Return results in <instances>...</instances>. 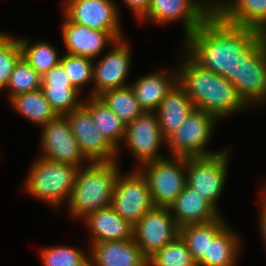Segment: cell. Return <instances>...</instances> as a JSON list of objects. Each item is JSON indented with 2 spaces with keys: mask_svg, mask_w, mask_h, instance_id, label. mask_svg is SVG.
I'll list each match as a JSON object with an SVG mask.
<instances>
[{
  "mask_svg": "<svg viewBox=\"0 0 266 266\" xmlns=\"http://www.w3.org/2000/svg\"><path fill=\"white\" fill-rule=\"evenodd\" d=\"M128 5L136 16L141 19L147 12L151 0H123Z\"/></svg>",
  "mask_w": 266,
  "mask_h": 266,
  "instance_id": "cell-37",
  "label": "cell"
},
{
  "mask_svg": "<svg viewBox=\"0 0 266 266\" xmlns=\"http://www.w3.org/2000/svg\"><path fill=\"white\" fill-rule=\"evenodd\" d=\"M45 266H89V257L77 248L55 246L41 251Z\"/></svg>",
  "mask_w": 266,
  "mask_h": 266,
  "instance_id": "cell-34",
  "label": "cell"
},
{
  "mask_svg": "<svg viewBox=\"0 0 266 266\" xmlns=\"http://www.w3.org/2000/svg\"><path fill=\"white\" fill-rule=\"evenodd\" d=\"M42 128L41 148L44 155L41 158L81 168V163L87 159L81 153L66 117L57 116Z\"/></svg>",
  "mask_w": 266,
  "mask_h": 266,
  "instance_id": "cell-14",
  "label": "cell"
},
{
  "mask_svg": "<svg viewBox=\"0 0 266 266\" xmlns=\"http://www.w3.org/2000/svg\"><path fill=\"white\" fill-rule=\"evenodd\" d=\"M261 218H260V229L263 235L264 241L266 243V211H261Z\"/></svg>",
  "mask_w": 266,
  "mask_h": 266,
  "instance_id": "cell-38",
  "label": "cell"
},
{
  "mask_svg": "<svg viewBox=\"0 0 266 266\" xmlns=\"http://www.w3.org/2000/svg\"><path fill=\"white\" fill-rule=\"evenodd\" d=\"M124 140L140 165L164 158L158 154V149L167 139L163 136L156 112H143L126 125Z\"/></svg>",
  "mask_w": 266,
  "mask_h": 266,
  "instance_id": "cell-15",
  "label": "cell"
},
{
  "mask_svg": "<svg viewBox=\"0 0 266 266\" xmlns=\"http://www.w3.org/2000/svg\"><path fill=\"white\" fill-rule=\"evenodd\" d=\"M64 17L61 32L67 54L95 59L108 43L113 45L117 41L110 32L91 29Z\"/></svg>",
  "mask_w": 266,
  "mask_h": 266,
  "instance_id": "cell-17",
  "label": "cell"
},
{
  "mask_svg": "<svg viewBox=\"0 0 266 266\" xmlns=\"http://www.w3.org/2000/svg\"><path fill=\"white\" fill-rule=\"evenodd\" d=\"M261 35L264 39V42L266 43V28L261 32Z\"/></svg>",
  "mask_w": 266,
  "mask_h": 266,
  "instance_id": "cell-41",
  "label": "cell"
},
{
  "mask_svg": "<svg viewBox=\"0 0 266 266\" xmlns=\"http://www.w3.org/2000/svg\"><path fill=\"white\" fill-rule=\"evenodd\" d=\"M116 162H91L87 168H79L68 201L72 216L83 219L89 213L111 205L120 173Z\"/></svg>",
  "mask_w": 266,
  "mask_h": 266,
  "instance_id": "cell-3",
  "label": "cell"
},
{
  "mask_svg": "<svg viewBox=\"0 0 266 266\" xmlns=\"http://www.w3.org/2000/svg\"><path fill=\"white\" fill-rule=\"evenodd\" d=\"M36 160L25 181L26 191L57 207L64 199L69 201L79 168L41 157Z\"/></svg>",
  "mask_w": 266,
  "mask_h": 266,
  "instance_id": "cell-4",
  "label": "cell"
},
{
  "mask_svg": "<svg viewBox=\"0 0 266 266\" xmlns=\"http://www.w3.org/2000/svg\"><path fill=\"white\" fill-rule=\"evenodd\" d=\"M110 206L133 226L154 207L147 181L137 169L125 177L119 173Z\"/></svg>",
  "mask_w": 266,
  "mask_h": 266,
  "instance_id": "cell-8",
  "label": "cell"
},
{
  "mask_svg": "<svg viewBox=\"0 0 266 266\" xmlns=\"http://www.w3.org/2000/svg\"><path fill=\"white\" fill-rule=\"evenodd\" d=\"M115 46V47H114ZM113 50L93 65L94 90L91 97H98L104 91L126 87L125 78L130 68V50L124 40L113 44Z\"/></svg>",
  "mask_w": 266,
  "mask_h": 266,
  "instance_id": "cell-16",
  "label": "cell"
},
{
  "mask_svg": "<svg viewBox=\"0 0 266 266\" xmlns=\"http://www.w3.org/2000/svg\"><path fill=\"white\" fill-rule=\"evenodd\" d=\"M179 236V227L169 208L153 207L135 225L133 239L149 259Z\"/></svg>",
  "mask_w": 266,
  "mask_h": 266,
  "instance_id": "cell-10",
  "label": "cell"
},
{
  "mask_svg": "<svg viewBox=\"0 0 266 266\" xmlns=\"http://www.w3.org/2000/svg\"><path fill=\"white\" fill-rule=\"evenodd\" d=\"M194 109L190 97L177 82L156 110L163 136L167 139L173 132L178 130Z\"/></svg>",
  "mask_w": 266,
  "mask_h": 266,
  "instance_id": "cell-22",
  "label": "cell"
},
{
  "mask_svg": "<svg viewBox=\"0 0 266 266\" xmlns=\"http://www.w3.org/2000/svg\"><path fill=\"white\" fill-rule=\"evenodd\" d=\"M10 36L6 33L0 32V45L3 44Z\"/></svg>",
  "mask_w": 266,
  "mask_h": 266,
  "instance_id": "cell-40",
  "label": "cell"
},
{
  "mask_svg": "<svg viewBox=\"0 0 266 266\" xmlns=\"http://www.w3.org/2000/svg\"><path fill=\"white\" fill-rule=\"evenodd\" d=\"M226 227L219 216L209 222L182 226L179 235L197 263L202 257H208L209 238H216Z\"/></svg>",
  "mask_w": 266,
  "mask_h": 266,
  "instance_id": "cell-24",
  "label": "cell"
},
{
  "mask_svg": "<svg viewBox=\"0 0 266 266\" xmlns=\"http://www.w3.org/2000/svg\"><path fill=\"white\" fill-rule=\"evenodd\" d=\"M42 78L21 56L16 62L6 88L10 89V100L20 94L41 88Z\"/></svg>",
  "mask_w": 266,
  "mask_h": 266,
  "instance_id": "cell-31",
  "label": "cell"
},
{
  "mask_svg": "<svg viewBox=\"0 0 266 266\" xmlns=\"http://www.w3.org/2000/svg\"><path fill=\"white\" fill-rule=\"evenodd\" d=\"M228 152L186 158V185L199 193L215 209L224 187L228 168Z\"/></svg>",
  "mask_w": 266,
  "mask_h": 266,
  "instance_id": "cell-7",
  "label": "cell"
},
{
  "mask_svg": "<svg viewBox=\"0 0 266 266\" xmlns=\"http://www.w3.org/2000/svg\"><path fill=\"white\" fill-rule=\"evenodd\" d=\"M202 0H151L146 14L141 18L165 24L184 19L186 36L193 33L213 12L214 4ZM209 2V3H208Z\"/></svg>",
  "mask_w": 266,
  "mask_h": 266,
  "instance_id": "cell-12",
  "label": "cell"
},
{
  "mask_svg": "<svg viewBox=\"0 0 266 266\" xmlns=\"http://www.w3.org/2000/svg\"><path fill=\"white\" fill-rule=\"evenodd\" d=\"M41 89L57 116H65L83 103L72 84H42Z\"/></svg>",
  "mask_w": 266,
  "mask_h": 266,
  "instance_id": "cell-30",
  "label": "cell"
},
{
  "mask_svg": "<svg viewBox=\"0 0 266 266\" xmlns=\"http://www.w3.org/2000/svg\"><path fill=\"white\" fill-rule=\"evenodd\" d=\"M125 124L132 123L143 110L139 106L131 86L110 89L98 96Z\"/></svg>",
  "mask_w": 266,
  "mask_h": 266,
  "instance_id": "cell-28",
  "label": "cell"
},
{
  "mask_svg": "<svg viewBox=\"0 0 266 266\" xmlns=\"http://www.w3.org/2000/svg\"><path fill=\"white\" fill-rule=\"evenodd\" d=\"M177 82V70H174L173 74L161 71L139 78L131 88L143 112H156L164 97Z\"/></svg>",
  "mask_w": 266,
  "mask_h": 266,
  "instance_id": "cell-23",
  "label": "cell"
},
{
  "mask_svg": "<svg viewBox=\"0 0 266 266\" xmlns=\"http://www.w3.org/2000/svg\"><path fill=\"white\" fill-rule=\"evenodd\" d=\"M22 56L18 39L9 37L0 45V91L6 88L13 68Z\"/></svg>",
  "mask_w": 266,
  "mask_h": 266,
  "instance_id": "cell-35",
  "label": "cell"
},
{
  "mask_svg": "<svg viewBox=\"0 0 266 266\" xmlns=\"http://www.w3.org/2000/svg\"><path fill=\"white\" fill-rule=\"evenodd\" d=\"M89 266H148L134 239L103 241L91 245Z\"/></svg>",
  "mask_w": 266,
  "mask_h": 266,
  "instance_id": "cell-18",
  "label": "cell"
},
{
  "mask_svg": "<svg viewBox=\"0 0 266 266\" xmlns=\"http://www.w3.org/2000/svg\"><path fill=\"white\" fill-rule=\"evenodd\" d=\"M169 209L179 228L189 224L209 222L219 217L218 209L187 185Z\"/></svg>",
  "mask_w": 266,
  "mask_h": 266,
  "instance_id": "cell-21",
  "label": "cell"
},
{
  "mask_svg": "<svg viewBox=\"0 0 266 266\" xmlns=\"http://www.w3.org/2000/svg\"><path fill=\"white\" fill-rule=\"evenodd\" d=\"M83 220L93 233L92 244L133 239L134 226L123 219L111 206L89 213Z\"/></svg>",
  "mask_w": 266,
  "mask_h": 266,
  "instance_id": "cell-20",
  "label": "cell"
},
{
  "mask_svg": "<svg viewBox=\"0 0 266 266\" xmlns=\"http://www.w3.org/2000/svg\"><path fill=\"white\" fill-rule=\"evenodd\" d=\"M81 153L89 162L116 161V150L95 126L91 113L81 105L65 115Z\"/></svg>",
  "mask_w": 266,
  "mask_h": 266,
  "instance_id": "cell-13",
  "label": "cell"
},
{
  "mask_svg": "<svg viewBox=\"0 0 266 266\" xmlns=\"http://www.w3.org/2000/svg\"><path fill=\"white\" fill-rule=\"evenodd\" d=\"M42 78V84H72L61 63L52 67Z\"/></svg>",
  "mask_w": 266,
  "mask_h": 266,
  "instance_id": "cell-36",
  "label": "cell"
},
{
  "mask_svg": "<svg viewBox=\"0 0 266 266\" xmlns=\"http://www.w3.org/2000/svg\"><path fill=\"white\" fill-rule=\"evenodd\" d=\"M18 41L22 56L39 75L43 76L60 63L61 57L52 45L39 41L30 46L26 39H18Z\"/></svg>",
  "mask_w": 266,
  "mask_h": 266,
  "instance_id": "cell-29",
  "label": "cell"
},
{
  "mask_svg": "<svg viewBox=\"0 0 266 266\" xmlns=\"http://www.w3.org/2000/svg\"><path fill=\"white\" fill-rule=\"evenodd\" d=\"M233 85L246 105L264 101L266 96V43L261 33L243 50V70L240 79H236Z\"/></svg>",
  "mask_w": 266,
  "mask_h": 266,
  "instance_id": "cell-9",
  "label": "cell"
},
{
  "mask_svg": "<svg viewBox=\"0 0 266 266\" xmlns=\"http://www.w3.org/2000/svg\"><path fill=\"white\" fill-rule=\"evenodd\" d=\"M259 34L254 28L229 24L213 12L186 36L187 55L200 67L234 83L243 70V50Z\"/></svg>",
  "mask_w": 266,
  "mask_h": 266,
  "instance_id": "cell-1",
  "label": "cell"
},
{
  "mask_svg": "<svg viewBox=\"0 0 266 266\" xmlns=\"http://www.w3.org/2000/svg\"><path fill=\"white\" fill-rule=\"evenodd\" d=\"M263 198L261 199L263 202H261L262 204V209H261V211H266V188H265V191H264V194L263 195H261Z\"/></svg>",
  "mask_w": 266,
  "mask_h": 266,
  "instance_id": "cell-39",
  "label": "cell"
},
{
  "mask_svg": "<svg viewBox=\"0 0 266 266\" xmlns=\"http://www.w3.org/2000/svg\"><path fill=\"white\" fill-rule=\"evenodd\" d=\"M11 104L14 109L41 127L54 120L57 115L46 100L43 90L23 93L13 97Z\"/></svg>",
  "mask_w": 266,
  "mask_h": 266,
  "instance_id": "cell-27",
  "label": "cell"
},
{
  "mask_svg": "<svg viewBox=\"0 0 266 266\" xmlns=\"http://www.w3.org/2000/svg\"><path fill=\"white\" fill-rule=\"evenodd\" d=\"M217 118L209 113L194 109L188 115L184 124L173 132L166 141L172 156L202 157L211 156L219 152L206 150Z\"/></svg>",
  "mask_w": 266,
  "mask_h": 266,
  "instance_id": "cell-6",
  "label": "cell"
},
{
  "mask_svg": "<svg viewBox=\"0 0 266 266\" xmlns=\"http://www.w3.org/2000/svg\"><path fill=\"white\" fill-rule=\"evenodd\" d=\"M214 12L229 24L250 27L260 33L266 28V0L213 2Z\"/></svg>",
  "mask_w": 266,
  "mask_h": 266,
  "instance_id": "cell-19",
  "label": "cell"
},
{
  "mask_svg": "<svg viewBox=\"0 0 266 266\" xmlns=\"http://www.w3.org/2000/svg\"><path fill=\"white\" fill-rule=\"evenodd\" d=\"M148 266H197V264L179 235L152 255L148 259Z\"/></svg>",
  "mask_w": 266,
  "mask_h": 266,
  "instance_id": "cell-32",
  "label": "cell"
},
{
  "mask_svg": "<svg viewBox=\"0 0 266 266\" xmlns=\"http://www.w3.org/2000/svg\"><path fill=\"white\" fill-rule=\"evenodd\" d=\"M136 169L147 181L154 207L169 208L186 187L185 157L162 158Z\"/></svg>",
  "mask_w": 266,
  "mask_h": 266,
  "instance_id": "cell-5",
  "label": "cell"
},
{
  "mask_svg": "<svg viewBox=\"0 0 266 266\" xmlns=\"http://www.w3.org/2000/svg\"><path fill=\"white\" fill-rule=\"evenodd\" d=\"M89 98L82 105L91 113L92 120L103 137L117 151L119 140L125 138L126 125L99 97Z\"/></svg>",
  "mask_w": 266,
  "mask_h": 266,
  "instance_id": "cell-25",
  "label": "cell"
},
{
  "mask_svg": "<svg viewBox=\"0 0 266 266\" xmlns=\"http://www.w3.org/2000/svg\"><path fill=\"white\" fill-rule=\"evenodd\" d=\"M226 227L216 238H209L208 257H202L197 266H235L240 242Z\"/></svg>",
  "mask_w": 266,
  "mask_h": 266,
  "instance_id": "cell-26",
  "label": "cell"
},
{
  "mask_svg": "<svg viewBox=\"0 0 266 266\" xmlns=\"http://www.w3.org/2000/svg\"><path fill=\"white\" fill-rule=\"evenodd\" d=\"M64 15L72 22L91 29L110 32L122 39L117 6L113 0H66Z\"/></svg>",
  "mask_w": 266,
  "mask_h": 266,
  "instance_id": "cell-11",
  "label": "cell"
},
{
  "mask_svg": "<svg viewBox=\"0 0 266 266\" xmlns=\"http://www.w3.org/2000/svg\"><path fill=\"white\" fill-rule=\"evenodd\" d=\"M184 60L181 69H177L178 83L190 97L195 109L220 119L248 107L233 83L200 67L189 56Z\"/></svg>",
  "mask_w": 266,
  "mask_h": 266,
  "instance_id": "cell-2",
  "label": "cell"
},
{
  "mask_svg": "<svg viewBox=\"0 0 266 266\" xmlns=\"http://www.w3.org/2000/svg\"><path fill=\"white\" fill-rule=\"evenodd\" d=\"M60 63L77 91L80 92L84 84L93 80V59L65 53Z\"/></svg>",
  "mask_w": 266,
  "mask_h": 266,
  "instance_id": "cell-33",
  "label": "cell"
}]
</instances>
